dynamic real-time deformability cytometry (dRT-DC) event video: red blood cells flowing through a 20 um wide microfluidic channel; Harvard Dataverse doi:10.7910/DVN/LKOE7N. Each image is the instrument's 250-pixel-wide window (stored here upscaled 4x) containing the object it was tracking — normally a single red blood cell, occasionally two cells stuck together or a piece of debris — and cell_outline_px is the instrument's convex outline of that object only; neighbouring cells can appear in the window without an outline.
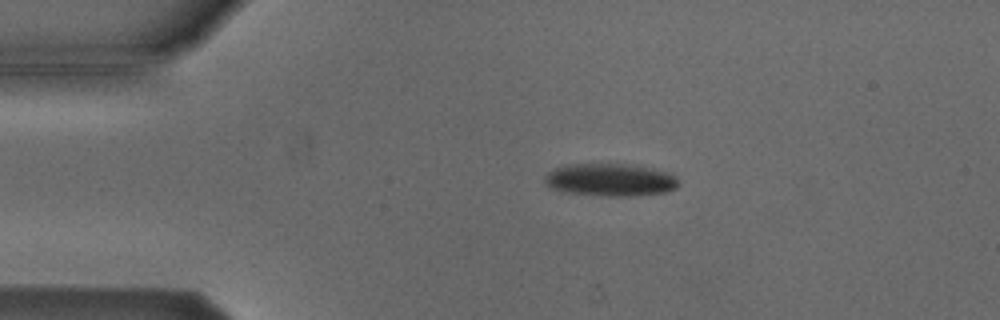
{"species": "Egyptian fruit bat (a non-hibernating species)", "species_latin": "Rousettus aegyptiacus", "temperature_condition": "cold", "stored_images_in_passage": 44, "camera_frame_rate_fps": 3000, "um_per_image_px": 0.085, "animal": {"sex": "male"}, "frame": {"image": 1, "passage_image": 1, "time_ms": 0.0, "image_size_px": [1000, 320], "cell_outline_px": [[680, 184], [676, 188], [664, 192], [632, 196], [604, 196], [564, 192], [552, 188], [544, 184], [544, 176], [548, 172], [564, 164], [628, 164], [648, 168], [664, 172], [676, 176]], "centroid_in_image_um": [51.83, 15.29], "position_along_channel_um": 33.2, "area_um2": 25.43}}
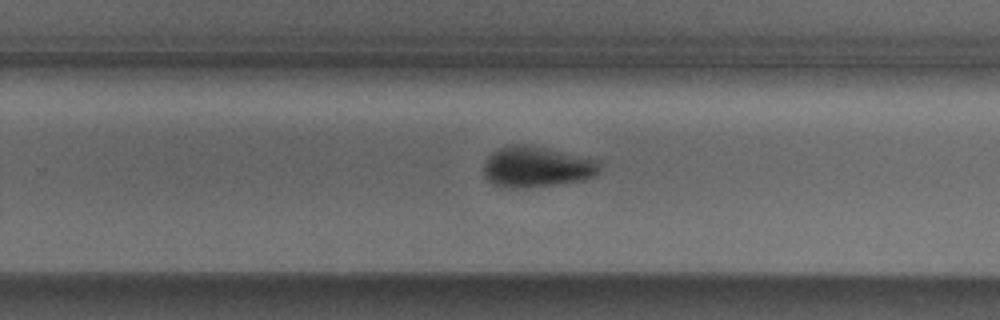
{"frame": {"image": 2, "passage_image": 24, "time_ms": 7.667, "image_size_px": [1000, 320], "cell_outline_px": [[600, 172], [596, 176], [584, 180], [528, 188], [500, 188], [488, 180], [484, 176], [484, 160], [492, 152], [508, 144], [532, 144], [596, 160], [600, 164]], "centroid_in_image_um": [45.58, 14.18], "position_along_channel_um": 284.2, "area_um2": 27.98}}
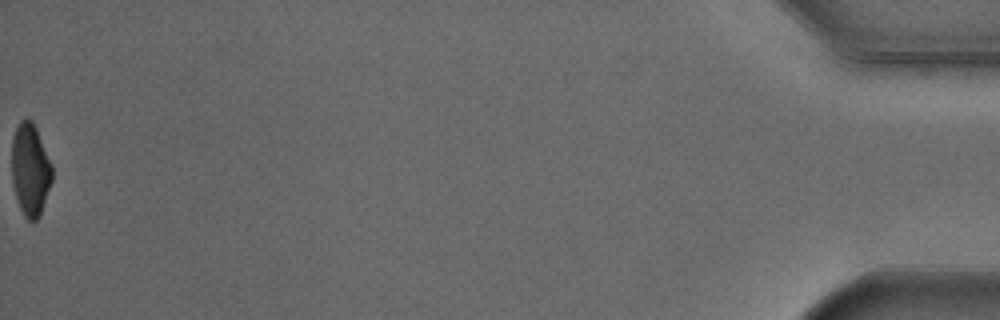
{"frame": {"image": 3, "passage_image": 44, "time_ms": 14.333, "image_size_px": [1000, 320], "cell_outline_px": [[52, 180], [40, 216], [32, 224], [24, 216], [20, 208], [16, 196], [12, 180], [12, 140], [16, 128], [20, 120], [28, 116], [32, 120], [36, 128], [52, 164]], "centroid_in_image_um": [2.58, 14.42], "position_along_channel_um": 432.6, "area_um2": 21.85}, "authors_computed_cell_mechanics": {"area_um2": 26.7614, "velocity_mm_per_s": 3.8324, "shape_relaxation_time_tau1_ms": 4.3825, "shape_relaxation_time_tau2_ms": null, "deformation_change_tau1": 0.1394, "deformation_change_tau2": null}}